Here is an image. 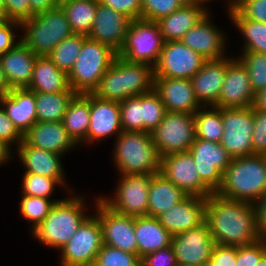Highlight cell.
Returning a JSON list of instances; mask_svg holds the SVG:
<instances>
[{
    "label": "cell",
    "instance_id": "6da1fadb",
    "mask_svg": "<svg viewBox=\"0 0 266 266\" xmlns=\"http://www.w3.org/2000/svg\"><path fill=\"white\" fill-rule=\"evenodd\" d=\"M205 221L217 244L239 247L263 238L252 203L230 200L212 193L206 199Z\"/></svg>",
    "mask_w": 266,
    "mask_h": 266
},
{
    "label": "cell",
    "instance_id": "7a4b0ae2",
    "mask_svg": "<svg viewBox=\"0 0 266 266\" xmlns=\"http://www.w3.org/2000/svg\"><path fill=\"white\" fill-rule=\"evenodd\" d=\"M215 193L226 199L254 204L266 193V155L232 158Z\"/></svg>",
    "mask_w": 266,
    "mask_h": 266
},
{
    "label": "cell",
    "instance_id": "3957f363",
    "mask_svg": "<svg viewBox=\"0 0 266 266\" xmlns=\"http://www.w3.org/2000/svg\"><path fill=\"white\" fill-rule=\"evenodd\" d=\"M153 86L154 69L151 65L129 62L117 55L92 94L100 99L120 102L150 92Z\"/></svg>",
    "mask_w": 266,
    "mask_h": 266
},
{
    "label": "cell",
    "instance_id": "277c9868",
    "mask_svg": "<svg viewBox=\"0 0 266 266\" xmlns=\"http://www.w3.org/2000/svg\"><path fill=\"white\" fill-rule=\"evenodd\" d=\"M83 196L63 198L51 209L44 221L32 232L34 238L49 247L61 250L89 216L85 215Z\"/></svg>",
    "mask_w": 266,
    "mask_h": 266
},
{
    "label": "cell",
    "instance_id": "5b68a950",
    "mask_svg": "<svg viewBox=\"0 0 266 266\" xmlns=\"http://www.w3.org/2000/svg\"><path fill=\"white\" fill-rule=\"evenodd\" d=\"M113 161L120 175L157 174L161 157L148 132L122 131L116 137Z\"/></svg>",
    "mask_w": 266,
    "mask_h": 266
},
{
    "label": "cell",
    "instance_id": "8992f818",
    "mask_svg": "<svg viewBox=\"0 0 266 266\" xmlns=\"http://www.w3.org/2000/svg\"><path fill=\"white\" fill-rule=\"evenodd\" d=\"M20 27L25 33L20 40L37 56H48L62 40L74 34L60 5L33 15Z\"/></svg>",
    "mask_w": 266,
    "mask_h": 266
},
{
    "label": "cell",
    "instance_id": "52a82bcc",
    "mask_svg": "<svg viewBox=\"0 0 266 266\" xmlns=\"http://www.w3.org/2000/svg\"><path fill=\"white\" fill-rule=\"evenodd\" d=\"M116 56L110 46L87 37L68 74L70 88L76 94L93 93Z\"/></svg>",
    "mask_w": 266,
    "mask_h": 266
},
{
    "label": "cell",
    "instance_id": "ba28073f",
    "mask_svg": "<svg viewBox=\"0 0 266 266\" xmlns=\"http://www.w3.org/2000/svg\"><path fill=\"white\" fill-rule=\"evenodd\" d=\"M164 39L156 22L131 20L124 44L118 56L129 62L146 63L152 67L158 62Z\"/></svg>",
    "mask_w": 266,
    "mask_h": 266
},
{
    "label": "cell",
    "instance_id": "9c48e42d",
    "mask_svg": "<svg viewBox=\"0 0 266 266\" xmlns=\"http://www.w3.org/2000/svg\"><path fill=\"white\" fill-rule=\"evenodd\" d=\"M150 135L160 157L189 151L196 138L194 114L167 111Z\"/></svg>",
    "mask_w": 266,
    "mask_h": 266
},
{
    "label": "cell",
    "instance_id": "30bf717a",
    "mask_svg": "<svg viewBox=\"0 0 266 266\" xmlns=\"http://www.w3.org/2000/svg\"><path fill=\"white\" fill-rule=\"evenodd\" d=\"M102 246L101 224L96 215H89L61 249L59 266H93Z\"/></svg>",
    "mask_w": 266,
    "mask_h": 266
},
{
    "label": "cell",
    "instance_id": "8fae6325",
    "mask_svg": "<svg viewBox=\"0 0 266 266\" xmlns=\"http://www.w3.org/2000/svg\"><path fill=\"white\" fill-rule=\"evenodd\" d=\"M113 198L99 197L117 213L139 217L148 215L149 186L152 174L120 175Z\"/></svg>",
    "mask_w": 266,
    "mask_h": 266
},
{
    "label": "cell",
    "instance_id": "7c38bea8",
    "mask_svg": "<svg viewBox=\"0 0 266 266\" xmlns=\"http://www.w3.org/2000/svg\"><path fill=\"white\" fill-rule=\"evenodd\" d=\"M223 135L220 144L232 157L253 154V108H222Z\"/></svg>",
    "mask_w": 266,
    "mask_h": 266
},
{
    "label": "cell",
    "instance_id": "4fadbf2b",
    "mask_svg": "<svg viewBox=\"0 0 266 266\" xmlns=\"http://www.w3.org/2000/svg\"><path fill=\"white\" fill-rule=\"evenodd\" d=\"M206 60L181 40L167 41L153 67L154 77L191 79Z\"/></svg>",
    "mask_w": 266,
    "mask_h": 266
},
{
    "label": "cell",
    "instance_id": "5bb4252c",
    "mask_svg": "<svg viewBox=\"0 0 266 266\" xmlns=\"http://www.w3.org/2000/svg\"><path fill=\"white\" fill-rule=\"evenodd\" d=\"M95 212L101 224L103 244L137 255L135 217L115 212L98 196Z\"/></svg>",
    "mask_w": 266,
    "mask_h": 266
},
{
    "label": "cell",
    "instance_id": "9a60e30c",
    "mask_svg": "<svg viewBox=\"0 0 266 266\" xmlns=\"http://www.w3.org/2000/svg\"><path fill=\"white\" fill-rule=\"evenodd\" d=\"M201 181L215 193L222 183V175L232 157L220 144L195 138L189 149Z\"/></svg>",
    "mask_w": 266,
    "mask_h": 266
},
{
    "label": "cell",
    "instance_id": "2e32d148",
    "mask_svg": "<svg viewBox=\"0 0 266 266\" xmlns=\"http://www.w3.org/2000/svg\"><path fill=\"white\" fill-rule=\"evenodd\" d=\"M159 173L188 195L207 198L213 193L201 181L190 151L161 157Z\"/></svg>",
    "mask_w": 266,
    "mask_h": 266
},
{
    "label": "cell",
    "instance_id": "e0dca14e",
    "mask_svg": "<svg viewBox=\"0 0 266 266\" xmlns=\"http://www.w3.org/2000/svg\"><path fill=\"white\" fill-rule=\"evenodd\" d=\"M214 245L206 221L197 227L173 235L171 241L178 266L202 265L210 259Z\"/></svg>",
    "mask_w": 266,
    "mask_h": 266
},
{
    "label": "cell",
    "instance_id": "ac0fdd59",
    "mask_svg": "<svg viewBox=\"0 0 266 266\" xmlns=\"http://www.w3.org/2000/svg\"><path fill=\"white\" fill-rule=\"evenodd\" d=\"M254 91L251 87L249 74L242 62L232 59L228 62L224 83L221 87L217 108H248L252 107Z\"/></svg>",
    "mask_w": 266,
    "mask_h": 266
},
{
    "label": "cell",
    "instance_id": "d6986e66",
    "mask_svg": "<svg viewBox=\"0 0 266 266\" xmlns=\"http://www.w3.org/2000/svg\"><path fill=\"white\" fill-rule=\"evenodd\" d=\"M131 19L97 0V11L88 38L110 46L117 53L122 48Z\"/></svg>",
    "mask_w": 266,
    "mask_h": 266
},
{
    "label": "cell",
    "instance_id": "ffe728a7",
    "mask_svg": "<svg viewBox=\"0 0 266 266\" xmlns=\"http://www.w3.org/2000/svg\"><path fill=\"white\" fill-rule=\"evenodd\" d=\"M153 89L168 112L194 114L202 107L190 79L154 77Z\"/></svg>",
    "mask_w": 266,
    "mask_h": 266
},
{
    "label": "cell",
    "instance_id": "44dd1931",
    "mask_svg": "<svg viewBox=\"0 0 266 266\" xmlns=\"http://www.w3.org/2000/svg\"><path fill=\"white\" fill-rule=\"evenodd\" d=\"M122 133L119 101L104 100L90 93V118L87 142H98ZM96 140V141H95Z\"/></svg>",
    "mask_w": 266,
    "mask_h": 266
},
{
    "label": "cell",
    "instance_id": "7402d4cb",
    "mask_svg": "<svg viewBox=\"0 0 266 266\" xmlns=\"http://www.w3.org/2000/svg\"><path fill=\"white\" fill-rule=\"evenodd\" d=\"M232 58L206 60L202 68L190 79L196 99L202 107L215 106L224 83L228 62Z\"/></svg>",
    "mask_w": 266,
    "mask_h": 266
},
{
    "label": "cell",
    "instance_id": "603a6c76",
    "mask_svg": "<svg viewBox=\"0 0 266 266\" xmlns=\"http://www.w3.org/2000/svg\"><path fill=\"white\" fill-rule=\"evenodd\" d=\"M207 13L193 28L189 29L181 41L205 59L227 57L225 50V34L210 21Z\"/></svg>",
    "mask_w": 266,
    "mask_h": 266
},
{
    "label": "cell",
    "instance_id": "cb8c5ba5",
    "mask_svg": "<svg viewBox=\"0 0 266 266\" xmlns=\"http://www.w3.org/2000/svg\"><path fill=\"white\" fill-rule=\"evenodd\" d=\"M206 199L188 195L157 218L172 236L185 232L205 221Z\"/></svg>",
    "mask_w": 266,
    "mask_h": 266
},
{
    "label": "cell",
    "instance_id": "d4e9b609",
    "mask_svg": "<svg viewBox=\"0 0 266 266\" xmlns=\"http://www.w3.org/2000/svg\"><path fill=\"white\" fill-rule=\"evenodd\" d=\"M23 141L27 145L59 155H65L78 145L62 122H36L23 135Z\"/></svg>",
    "mask_w": 266,
    "mask_h": 266
},
{
    "label": "cell",
    "instance_id": "484cf974",
    "mask_svg": "<svg viewBox=\"0 0 266 266\" xmlns=\"http://www.w3.org/2000/svg\"><path fill=\"white\" fill-rule=\"evenodd\" d=\"M37 57L21 40L0 56L1 66L10 89L29 86Z\"/></svg>",
    "mask_w": 266,
    "mask_h": 266
},
{
    "label": "cell",
    "instance_id": "4316f807",
    "mask_svg": "<svg viewBox=\"0 0 266 266\" xmlns=\"http://www.w3.org/2000/svg\"><path fill=\"white\" fill-rule=\"evenodd\" d=\"M35 92L27 88H12L0 97V106L24 135L36 122Z\"/></svg>",
    "mask_w": 266,
    "mask_h": 266
},
{
    "label": "cell",
    "instance_id": "83f0119b",
    "mask_svg": "<svg viewBox=\"0 0 266 266\" xmlns=\"http://www.w3.org/2000/svg\"><path fill=\"white\" fill-rule=\"evenodd\" d=\"M16 148L18 158L26 169L25 172L57 178L64 184L63 187L66 186L64 180L66 178L63 176L65 172L60 160L62 155L27 145L24 141Z\"/></svg>",
    "mask_w": 266,
    "mask_h": 266
},
{
    "label": "cell",
    "instance_id": "f1b7e54d",
    "mask_svg": "<svg viewBox=\"0 0 266 266\" xmlns=\"http://www.w3.org/2000/svg\"><path fill=\"white\" fill-rule=\"evenodd\" d=\"M135 236L137 239V255L155 252L171 245L172 235L163 227L157 217H135Z\"/></svg>",
    "mask_w": 266,
    "mask_h": 266
},
{
    "label": "cell",
    "instance_id": "f546056e",
    "mask_svg": "<svg viewBox=\"0 0 266 266\" xmlns=\"http://www.w3.org/2000/svg\"><path fill=\"white\" fill-rule=\"evenodd\" d=\"M207 13L206 6H181L156 23L162 33L164 42L181 40L183 35L193 28Z\"/></svg>",
    "mask_w": 266,
    "mask_h": 266
},
{
    "label": "cell",
    "instance_id": "4dcf8cb0",
    "mask_svg": "<svg viewBox=\"0 0 266 266\" xmlns=\"http://www.w3.org/2000/svg\"><path fill=\"white\" fill-rule=\"evenodd\" d=\"M27 89L41 93L74 92L69 86L68 75L59 70L48 56L37 57Z\"/></svg>",
    "mask_w": 266,
    "mask_h": 266
},
{
    "label": "cell",
    "instance_id": "1f68e13d",
    "mask_svg": "<svg viewBox=\"0 0 266 266\" xmlns=\"http://www.w3.org/2000/svg\"><path fill=\"white\" fill-rule=\"evenodd\" d=\"M148 195V216L152 217L160 216L188 196L160 173L152 174Z\"/></svg>",
    "mask_w": 266,
    "mask_h": 266
},
{
    "label": "cell",
    "instance_id": "d6a6232c",
    "mask_svg": "<svg viewBox=\"0 0 266 266\" xmlns=\"http://www.w3.org/2000/svg\"><path fill=\"white\" fill-rule=\"evenodd\" d=\"M90 118V93L76 94L70 101L62 123L77 144L87 142Z\"/></svg>",
    "mask_w": 266,
    "mask_h": 266
},
{
    "label": "cell",
    "instance_id": "836d02e7",
    "mask_svg": "<svg viewBox=\"0 0 266 266\" xmlns=\"http://www.w3.org/2000/svg\"><path fill=\"white\" fill-rule=\"evenodd\" d=\"M59 5L66 14L72 32L88 36L96 16L97 0H60Z\"/></svg>",
    "mask_w": 266,
    "mask_h": 266
},
{
    "label": "cell",
    "instance_id": "e575fe53",
    "mask_svg": "<svg viewBox=\"0 0 266 266\" xmlns=\"http://www.w3.org/2000/svg\"><path fill=\"white\" fill-rule=\"evenodd\" d=\"M75 92H35L37 122H62Z\"/></svg>",
    "mask_w": 266,
    "mask_h": 266
},
{
    "label": "cell",
    "instance_id": "d590c367",
    "mask_svg": "<svg viewBox=\"0 0 266 266\" xmlns=\"http://www.w3.org/2000/svg\"><path fill=\"white\" fill-rule=\"evenodd\" d=\"M228 14L235 27L244 36L243 51L266 54V23L246 19L234 8Z\"/></svg>",
    "mask_w": 266,
    "mask_h": 266
},
{
    "label": "cell",
    "instance_id": "8d00e7d4",
    "mask_svg": "<svg viewBox=\"0 0 266 266\" xmlns=\"http://www.w3.org/2000/svg\"><path fill=\"white\" fill-rule=\"evenodd\" d=\"M194 120L196 138L215 143L221 142L224 130L222 108L201 107L194 113Z\"/></svg>",
    "mask_w": 266,
    "mask_h": 266
},
{
    "label": "cell",
    "instance_id": "74e56055",
    "mask_svg": "<svg viewBox=\"0 0 266 266\" xmlns=\"http://www.w3.org/2000/svg\"><path fill=\"white\" fill-rule=\"evenodd\" d=\"M86 38L87 36L83 34H73L65 38L51 51L48 55L49 59L59 70L68 75L78 58Z\"/></svg>",
    "mask_w": 266,
    "mask_h": 266
},
{
    "label": "cell",
    "instance_id": "f35d334b",
    "mask_svg": "<svg viewBox=\"0 0 266 266\" xmlns=\"http://www.w3.org/2000/svg\"><path fill=\"white\" fill-rule=\"evenodd\" d=\"M63 199H46L38 196H28L22 194L20 200V213L25 220L31 222V232H33L48 216L52 207Z\"/></svg>",
    "mask_w": 266,
    "mask_h": 266
},
{
    "label": "cell",
    "instance_id": "ab89813d",
    "mask_svg": "<svg viewBox=\"0 0 266 266\" xmlns=\"http://www.w3.org/2000/svg\"><path fill=\"white\" fill-rule=\"evenodd\" d=\"M239 60L246 67L254 93L266 88V54L241 51Z\"/></svg>",
    "mask_w": 266,
    "mask_h": 266
},
{
    "label": "cell",
    "instance_id": "60d3db41",
    "mask_svg": "<svg viewBox=\"0 0 266 266\" xmlns=\"http://www.w3.org/2000/svg\"><path fill=\"white\" fill-rule=\"evenodd\" d=\"M166 112L162 100L154 89L142 94L143 132L151 133L156 129Z\"/></svg>",
    "mask_w": 266,
    "mask_h": 266
},
{
    "label": "cell",
    "instance_id": "b9f144b4",
    "mask_svg": "<svg viewBox=\"0 0 266 266\" xmlns=\"http://www.w3.org/2000/svg\"><path fill=\"white\" fill-rule=\"evenodd\" d=\"M122 131L143 132L142 94L119 102Z\"/></svg>",
    "mask_w": 266,
    "mask_h": 266
},
{
    "label": "cell",
    "instance_id": "7bdbcfd3",
    "mask_svg": "<svg viewBox=\"0 0 266 266\" xmlns=\"http://www.w3.org/2000/svg\"><path fill=\"white\" fill-rule=\"evenodd\" d=\"M58 185L63 186L64 184L57 178L25 172L22 178L21 194L50 199L52 192Z\"/></svg>",
    "mask_w": 266,
    "mask_h": 266
},
{
    "label": "cell",
    "instance_id": "ee69618b",
    "mask_svg": "<svg viewBox=\"0 0 266 266\" xmlns=\"http://www.w3.org/2000/svg\"><path fill=\"white\" fill-rule=\"evenodd\" d=\"M93 266H141L140 257L103 244Z\"/></svg>",
    "mask_w": 266,
    "mask_h": 266
},
{
    "label": "cell",
    "instance_id": "f6af8a7d",
    "mask_svg": "<svg viewBox=\"0 0 266 266\" xmlns=\"http://www.w3.org/2000/svg\"><path fill=\"white\" fill-rule=\"evenodd\" d=\"M141 19L156 22L181 7L177 0H141Z\"/></svg>",
    "mask_w": 266,
    "mask_h": 266
},
{
    "label": "cell",
    "instance_id": "bcb514c9",
    "mask_svg": "<svg viewBox=\"0 0 266 266\" xmlns=\"http://www.w3.org/2000/svg\"><path fill=\"white\" fill-rule=\"evenodd\" d=\"M266 253V237L257 242L237 247L236 266H255Z\"/></svg>",
    "mask_w": 266,
    "mask_h": 266
},
{
    "label": "cell",
    "instance_id": "7dc6e473",
    "mask_svg": "<svg viewBox=\"0 0 266 266\" xmlns=\"http://www.w3.org/2000/svg\"><path fill=\"white\" fill-rule=\"evenodd\" d=\"M234 9L246 19L266 23V0H234Z\"/></svg>",
    "mask_w": 266,
    "mask_h": 266
},
{
    "label": "cell",
    "instance_id": "c3c4849f",
    "mask_svg": "<svg viewBox=\"0 0 266 266\" xmlns=\"http://www.w3.org/2000/svg\"><path fill=\"white\" fill-rule=\"evenodd\" d=\"M253 118V154L266 155V112L258 109H253Z\"/></svg>",
    "mask_w": 266,
    "mask_h": 266
},
{
    "label": "cell",
    "instance_id": "681fc988",
    "mask_svg": "<svg viewBox=\"0 0 266 266\" xmlns=\"http://www.w3.org/2000/svg\"><path fill=\"white\" fill-rule=\"evenodd\" d=\"M141 266H178L175 253L170 246L145 254L140 258Z\"/></svg>",
    "mask_w": 266,
    "mask_h": 266
},
{
    "label": "cell",
    "instance_id": "f907efd6",
    "mask_svg": "<svg viewBox=\"0 0 266 266\" xmlns=\"http://www.w3.org/2000/svg\"><path fill=\"white\" fill-rule=\"evenodd\" d=\"M131 20L141 19V0H98Z\"/></svg>",
    "mask_w": 266,
    "mask_h": 266
},
{
    "label": "cell",
    "instance_id": "816d5d0a",
    "mask_svg": "<svg viewBox=\"0 0 266 266\" xmlns=\"http://www.w3.org/2000/svg\"><path fill=\"white\" fill-rule=\"evenodd\" d=\"M0 139L10 146L16 143L17 147L23 141V134L7 116L3 107H0Z\"/></svg>",
    "mask_w": 266,
    "mask_h": 266
},
{
    "label": "cell",
    "instance_id": "f5cc1de1",
    "mask_svg": "<svg viewBox=\"0 0 266 266\" xmlns=\"http://www.w3.org/2000/svg\"><path fill=\"white\" fill-rule=\"evenodd\" d=\"M237 246L215 243L210 261L214 266H236Z\"/></svg>",
    "mask_w": 266,
    "mask_h": 266
},
{
    "label": "cell",
    "instance_id": "db71d44e",
    "mask_svg": "<svg viewBox=\"0 0 266 266\" xmlns=\"http://www.w3.org/2000/svg\"><path fill=\"white\" fill-rule=\"evenodd\" d=\"M7 20L22 23L30 19L29 0H3Z\"/></svg>",
    "mask_w": 266,
    "mask_h": 266
},
{
    "label": "cell",
    "instance_id": "11a10c76",
    "mask_svg": "<svg viewBox=\"0 0 266 266\" xmlns=\"http://www.w3.org/2000/svg\"><path fill=\"white\" fill-rule=\"evenodd\" d=\"M15 27L20 28V23L10 21V20H0V56L5 52L12 49L19 41L15 42V37L17 34H14Z\"/></svg>",
    "mask_w": 266,
    "mask_h": 266
},
{
    "label": "cell",
    "instance_id": "9f6ffc18",
    "mask_svg": "<svg viewBox=\"0 0 266 266\" xmlns=\"http://www.w3.org/2000/svg\"><path fill=\"white\" fill-rule=\"evenodd\" d=\"M254 205L259 232L263 237H266V193Z\"/></svg>",
    "mask_w": 266,
    "mask_h": 266
},
{
    "label": "cell",
    "instance_id": "6f0895ef",
    "mask_svg": "<svg viewBox=\"0 0 266 266\" xmlns=\"http://www.w3.org/2000/svg\"><path fill=\"white\" fill-rule=\"evenodd\" d=\"M60 0H29L30 3V18L42 12H46L59 5Z\"/></svg>",
    "mask_w": 266,
    "mask_h": 266
},
{
    "label": "cell",
    "instance_id": "680465c9",
    "mask_svg": "<svg viewBox=\"0 0 266 266\" xmlns=\"http://www.w3.org/2000/svg\"><path fill=\"white\" fill-rule=\"evenodd\" d=\"M252 108L266 112V88L255 93Z\"/></svg>",
    "mask_w": 266,
    "mask_h": 266
},
{
    "label": "cell",
    "instance_id": "91938a15",
    "mask_svg": "<svg viewBox=\"0 0 266 266\" xmlns=\"http://www.w3.org/2000/svg\"><path fill=\"white\" fill-rule=\"evenodd\" d=\"M11 149L12 148L10 145L0 139V166L3 165V163L9 161L11 159V156H13L11 155L13 154V152H11Z\"/></svg>",
    "mask_w": 266,
    "mask_h": 266
},
{
    "label": "cell",
    "instance_id": "94428289",
    "mask_svg": "<svg viewBox=\"0 0 266 266\" xmlns=\"http://www.w3.org/2000/svg\"><path fill=\"white\" fill-rule=\"evenodd\" d=\"M11 89L8 86L5 74L3 72L1 62H0V97L6 95Z\"/></svg>",
    "mask_w": 266,
    "mask_h": 266
},
{
    "label": "cell",
    "instance_id": "6125c7cd",
    "mask_svg": "<svg viewBox=\"0 0 266 266\" xmlns=\"http://www.w3.org/2000/svg\"><path fill=\"white\" fill-rule=\"evenodd\" d=\"M181 6H195L200 5L196 0H177Z\"/></svg>",
    "mask_w": 266,
    "mask_h": 266
},
{
    "label": "cell",
    "instance_id": "be15d7a7",
    "mask_svg": "<svg viewBox=\"0 0 266 266\" xmlns=\"http://www.w3.org/2000/svg\"><path fill=\"white\" fill-rule=\"evenodd\" d=\"M6 10L4 6V1L0 0V20H6Z\"/></svg>",
    "mask_w": 266,
    "mask_h": 266
},
{
    "label": "cell",
    "instance_id": "e7e4bbea",
    "mask_svg": "<svg viewBox=\"0 0 266 266\" xmlns=\"http://www.w3.org/2000/svg\"><path fill=\"white\" fill-rule=\"evenodd\" d=\"M200 5H202V6H204V4L206 3V2H208V1H210L211 2V0H196ZM228 11H230V10H232L233 8H234V0H230V1H228Z\"/></svg>",
    "mask_w": 266,
    "mask_h": 266
},
{
    "label": "cell",
    "instance_id": "03108f58",
    "mask_svg": "<svg viewBox=\"0 0 266 266\" xmlns=\"http://www.w3.org/2000/svg\"><path fill=\"white\" fill-rule=\"evenodd\" d=\"M255 266H266V253L261 257L258 264H256Z\"/></svg>",
    "mask_w": 266,
    "mask_h": 266
},
{
    "label": "cell",
    "instance_id": "003e7915",
    "mask_svg": "<svg viewBox=\"0 0 266 266\" xmlns=\"http://www.w3.org/2000/svg\"><path fill=\"white\" fill-rule=\"evenodd\" d=\"M205 266H214L210 260L205 262Z\"/></svg>",
    "mask_w": 266,
    "mask_h": 266
}]
</instances>
